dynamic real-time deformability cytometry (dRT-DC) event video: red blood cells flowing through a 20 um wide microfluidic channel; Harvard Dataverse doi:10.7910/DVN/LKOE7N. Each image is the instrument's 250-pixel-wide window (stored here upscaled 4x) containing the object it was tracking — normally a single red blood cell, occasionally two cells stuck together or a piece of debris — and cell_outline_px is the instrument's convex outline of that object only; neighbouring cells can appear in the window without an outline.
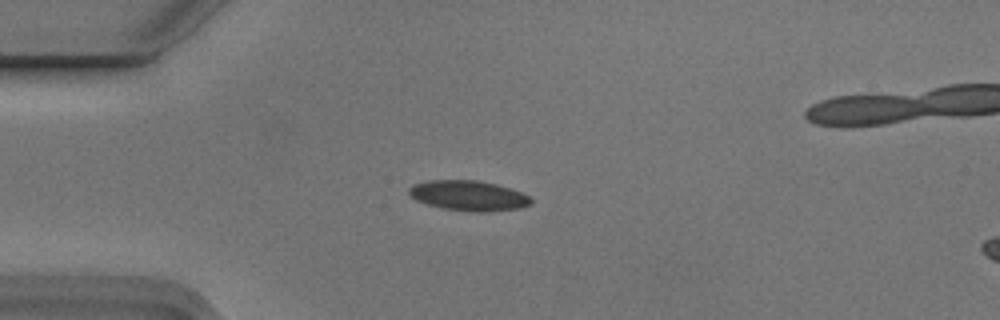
{"species": "Egyptian fruit bat (a non-hibernating species)", "species_latin": "Rousettus aegyptiacus", "temperature_condition": "cold", "stored_images_in_passage": 5, "camera_frame_rate_fps": 3000, "um_per_image_px": 0.085, "animal": {"sex": "male"}, "frame": {"image": 1, "passage_image": 3, "time_ms": 0.667, "image_size_px": [1000, 320], "cell_outline_px": [[532, 204], [520, 208], [488, 212], [472, 212], [440, 208], [424, 204], [416, 200], [408, 192], [408, 188], [412, 184], [428, 180], [476, 180], [496, 184], [520, 192], [528, 196], [532, 200]], "centroid_in_image_um": [39.78, 16.64], "position_along_channel_um": 45.2, "area_um2": 21.62}}
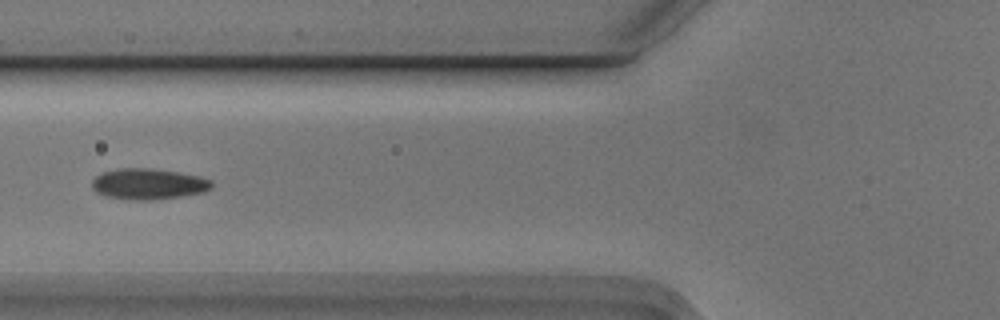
{"frame": {"image": 2, "passage_image": 5, "time_ms": 1.333, "image_size_px": [1000, 320], "cell_outline_px": [[212, 188], [204, 192], [180, 196], [148, 200], [128, 200], [108, 196], [96, 192], [92, 188], [92, 180], [100, 172], [120, 168], [152, 168], [200, 176], [212, 180]], "centroid_in_image_um": [12.6, 15.63], "position_along_channel_um": 113.2, "area_um2": 21.56}}